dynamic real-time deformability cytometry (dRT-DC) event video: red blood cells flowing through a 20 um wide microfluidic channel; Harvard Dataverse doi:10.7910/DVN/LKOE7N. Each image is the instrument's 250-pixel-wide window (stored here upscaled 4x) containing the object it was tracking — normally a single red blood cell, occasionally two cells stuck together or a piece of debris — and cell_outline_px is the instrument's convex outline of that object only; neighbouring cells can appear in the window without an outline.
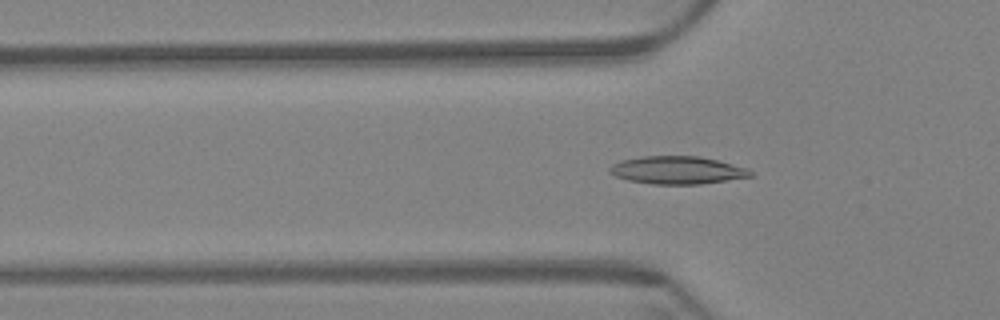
{"species": "Egyptian fruit bat (a non-hibernating species)", "species_latin": "Rousettus aegyptiacus", "temperature_condition": "warm", "stored_images_in_passage": 57, "segment_of_instrument_passage": [1, 2], "camera_frame_rate_fps": 3000, "um_per_image_px": 0.085, "animal": {"sex": "female"}, "frame": {"image": 1, "passage_image": 15, "time_ms": 4.667, "image_size_px": [1000, 320], "cell_outline_px": [[756, 176], [700, 184], [652, 184], [628, 180], [616, 176], [608, 172], [608, 168], [612, 164], [620, 160], [644, 156], [700, 156], [748, 168]], "centroid_in_image_um": [57.57, 14.46], "position_along_channel_um": 68.2, "area_um2": 22.89}}
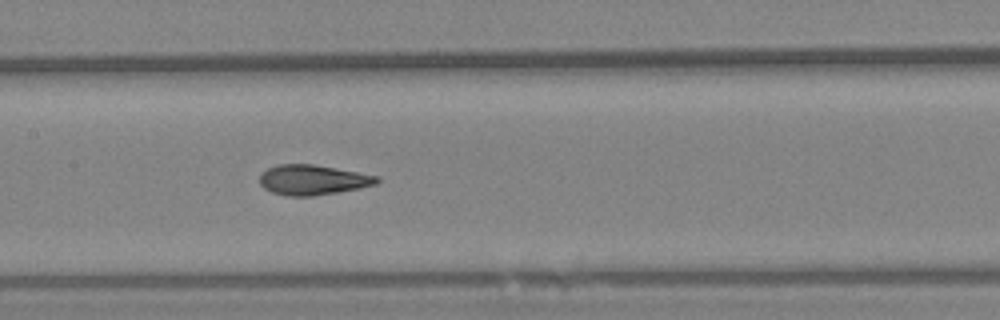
{"frame": {"image": 2, "passage_image": 25, "time_ms": 8.0, "image_size_px": [1000, 320], "cell_outline_px": [[380, 180], [376, 184], [360, 188], [340, 192], [312, 196], [288, 196], [272, 192], [264, 188], [260, 184], [260, 176], [268, 168], [276, 164], [312, 164], [380, 176]], "centroid_in_image_um": [26.6, 15.29], "position_along_channel_um": 180.8, "area_um2": 20.52}}
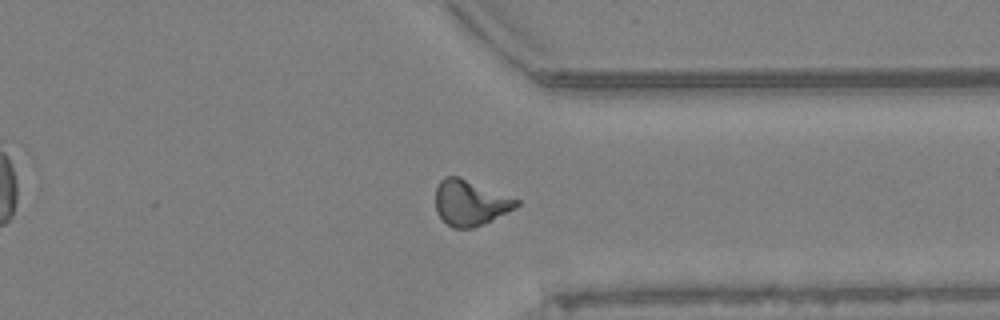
{"frame": {"image": 3, "passage_image": 42, "time_ms": 13.667, "image_size_px": [1000, 320], "cell_outline_px": [[520, 204], [516, 208], [472, 228], [452, 228], [436, 212], [436, 188], [440, 180], [444, 176], [460, 176], [520, 200]], "centroid_in_image_um": [39.96, 17.21], "position_along_channel_um": 371.4, "area_um2": 21.33}}